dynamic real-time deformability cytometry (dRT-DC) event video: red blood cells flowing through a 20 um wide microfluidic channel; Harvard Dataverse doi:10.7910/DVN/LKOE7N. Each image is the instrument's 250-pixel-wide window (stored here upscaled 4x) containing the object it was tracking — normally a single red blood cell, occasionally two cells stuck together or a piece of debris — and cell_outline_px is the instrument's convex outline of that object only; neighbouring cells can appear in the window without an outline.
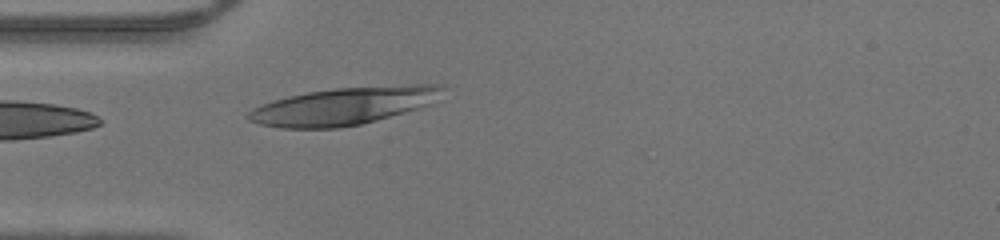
{"species": "human", "species_latin": "Homo sapiens", "temperature_condition": "warm", "stored_images_in_passage": 34, "camera_frame_rate_fps": 3000, "um_per_image_px": 0.085, "donor": {"sex": "male"}, "frame": {"image": 1, "passage_image": 1, "time_ms": 0.0, "image_size_px": [1000, 240], "cell_outline_px": [[444, 88], [432, 104], [420, 108], [376, 120], [360, 124], [340, 128], [280, 128], [260, 124], [248, 120], [244, 116], [252, 108], [260, 104], [272, 100], [288, 96], [308, 92], [336, 88], [408, 84], [444, 84]], "centroid_in_image_um": [29.2, 9.01], "position_along_channel_um": 55.8, "area_um2": 42.6}}
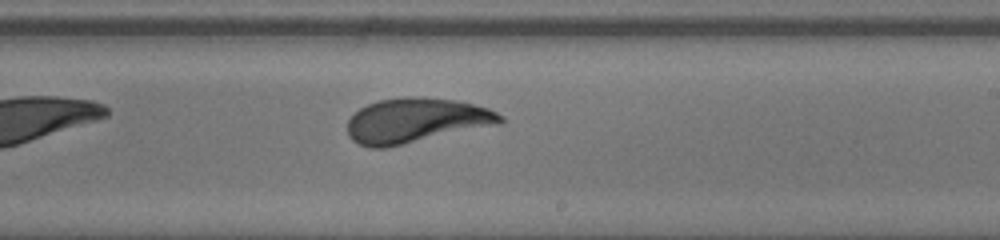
{"frame": {"image": 2, "passage_image": 15, "time_ms": 4.667, "image_size_px": [1000, 240], "cell_outline_px": [[504, 124], [384, 148], [368, 148], [352, 140], [348, 136], [348, 120], [360, 108], [368, 104], [380, 100], [408, 96], [424, 96], [460, 100], [488, 108], [504, 116]], "centroid_in_image_um": [35.42, 10.24], "position_along_channel_um": 253.6, "area_um2": 40.4}}
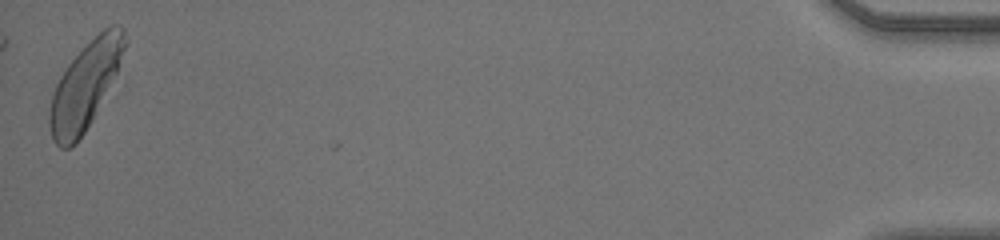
{"frame": {"image": 3, "passage_image": 34, "time_ms": 11.0, "image_size_px": [1000, 240], "cell_outline_px": [[128, 40], [116, 72], [92, 120], [76, 144], [68, 148], [60, 148], [52, 140], [48, 124], [48, 116], [52, 96], [56, 84], [60, 76], [68, 64], [104, 28], [112, 24], [120, 24], [124, 28]], "centroid_in_image_um": [7.23, 7.29], "position_along_channel_um": 428.0, "area_um2": 37.28}}